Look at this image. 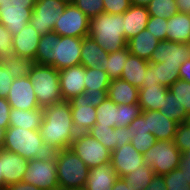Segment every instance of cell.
Here are the masks:
<instances>
[{"mask_svg": "<svg viewBox=\"0 0 190 190\" xmlns=\"http://www.w3.org/2000/svg\"><path fill=\"white\" fill-rule=\"evenodd\" d=\"M159 111L177 124L187 122L189 114L186 109L177 102L173 93L168 91Z\"/></svg>", "mask_w": 190, "mask_h": 190, "instance_id": "e575fe53", "label": "cell"}, {"mask_svg": "<svg viewBox=\"0 0 190 190\" xmlns=\"http://www.w3.org/2000/svg\"><path fill=\"white\" fill-rule=\"evenodd\" d=\"M152 0H130L131 5L135 6H146L151 2Z\"/></svg>", "mask_w": 190, "mask_h": 190, "instance_id": "6125c7cd", "label": "cell"}, {"mask_svg": "<svg viewBox=\"0 0 190 190\" xmlns=\"http://www.w3.org/2000/svg\"><path fill=\"white\" fill-rule=\"evenodd\" d=\"M166 40L190 43V14L178 12L167 19Z\"/></svg>", "mask_w": 190, "mask_h": 190, "instance_id": "484cf974", "label": "cell"}, {"mask_svg": "<svg viewBox=\"0 0 190 190\" xmlns=\"http://www.w3.org/2000/svg\"><path fill=\"white\" fill-rule=\"evenodd\" d=\"M82 38L59 36L55 39V69L80 65Z\"/></svg>", "mask_w": 190, "mask_h": 190, "instance_id": "4fadbf2b", "label": "cell"}, {"mask_svg": "<svg viewBox=\"0 0 190 190\" xmlns=\"http://www.w3.org/2000/svg\"><path fill=\"white\" fill-rule=\"evenodd\" d=\"M144 163L143 155L137 152L131 143L117 147L111 152L110 164L120 178L137 170Z\"/></svg>", "mask_w": 190, "mask_h": 190, "instance_id": "9a60e30c", "label": "cell"}, {"mask_svg": "<svg viewBox=\"0 0 190 190\" xmlns=\"http://www.w3.org/2000/svg\"><path fill=\"white\" fill-rule=\"evenodd\" d=\"M173 143L181 153L190 150V125L187 122L178 124Z\"/></svg>", "mask_w": 190, "mask_h": 190, "instance_id": "7bdbcfd3", "label": "cell"}, {"mask_svg": "<svg viewBox=\"0 0 190 190\" xmlns=\"http://www.w3.org/2000/svg\"><path fill=\"white\" fill-rule=\"evenodd\" d=\"M64 1L66 4H72L75 0H61Z\"/></svg>", "mask_w": 190, "mask_h": 190, "instance_id": "03108f58", "label": "cell"}, {"mask_svg": "<svg viewBox=\"0 0 190 190\" xmlns=\"http://www.w3.org/2000/svg\"><path fill=\"white\" fill-rule=\"evenodd\" d=\"M144 190H167L163 175H154L152 181Z\"/></svg>", "mask_w": 190, "mask_h": 190, "instance_id": "11a10c76", "label": "cell"}, {"mask_svg": "<svg viewBox=\"0 0 190 190\" xmlns=\"http://www.w3.org/2000/svg\"><path fill=\"white\" fill-rule=\"evenodd\" d=\"M148 63V61L130 53L124 64L120 78L129 82L132 86H135L138 89L142 88Z\"/></svg>", "mask_w": 190, "mask_h": 190, "instance_id": "f546056e", "label": "cell"}, {"mask_svg": "<svg viewBox=\"0 0 190 190\" xmlns=\"http://www.w3.org/2000/svg\"><path fill=\"white\" fill-rule=\"evenodd\" d=\"M139 89L121 78L111 79L108 87L107 97L115 104L138 103Z\"/></svg>", "mask_w": 190, "mask_h": 190, "instance_id": "d4e9b609", "label": "cell"}, {"mask_svg": "<svg viewBox=\"0 0 190 190\" xmlns=\"http://www.w3.org/2000/svg\"><path fill=\"white\" fill-rule=\"evenodd\" d=\"M12 40L13 35L0 23V59L13 53Z\"/></svg>", "mask_w": 190, "mask_h": 190, "instance_id": "7dc6e473", "label": "cell"}, {"mask_svg": "<svg viewBox=\"0 0 190 190\" xmlns=\"http://www.w3.org/2000/svg\"><path fill=\"white\" fill-rule=\"evenodd\" d=\"M58 37L59 35L55 32L41 35L35 54L36 64L49 65L55 68V39Z\"/></svg>", "mask_w": 190, "mask_h": 190, "instance_id": "4dcf8cb0", "label": "cell"}, {"mask_svg": "<svg viewBox=\"0 0 190 190\" xmlns=\"http://www.w3.org/2000/svg\"><path fill=\"white\" fill-rule=\"evenodd\" d=\"M149 16L146 6L131 5L123 13L124 37L127 41L146 29Z\"/></svg>", "mask_w": 190, "mask_h": 190, "instance_id": "44dd1931", "label": "cell"}, {"mask_svg": "<svg viewBox=\"0 0 190 190\" xmlns=\"http://www.w3.org/2000/svg\"><path fill=\"white\" fill-rule=\"evenodd\" d=\"M11 106L7 99L0 97V130L5 131L9 127V114Z\"/></svg>", "mask_w": 190, "mask_h": 190, "instance_id": "816d5d0a", "label": "cell"}, {"mask_svg": "<svg viewBox=\"0 0 190 190\" xmlns=\"http://www.w3.org/2000/svg\"><path fill=\"white\" fill-rule=\"evenodd\" d=\"M87 133L102 143L110 152L117 148L118 132L114 128L95 124Z\"/></svg>", "mask_w": 190, "mask_h": 190, "instance_id": "74e56055", "label": "cell"}, {"mask_svg": "<svg viewBox=\"0 0 190 190\" xmlns=\"http://www.w3.org/2000/svg\"><path fill=\"white\" fill-rule=\"evenodd\" d=\"M175 1L179 12L190 14V0H175Z\"/></svg>", "mask_w": 190, "mask_h": 190, "instance_id": "94428289", "label": "cell"}, {"mask_svg": "<svg viewBox=\"0 0 190 190\" xmlns=\"http://www.w3.org/2000/svg\"><path fill=\"white\" fill-rule=\"evenodd\" d=\"M3 136H4V131L0 130V148L2 147L3 144Z\"/></svg>", "mask_w": 190, "mask_h": 190, "instance_id": "e7e4bbea", "label": "cell"}, {"mask_svg": "<svg viewBox=\"0 0 190 190\" xmlns=\"http://www.w3.org/2000/svg\"><path fill=\"white\" fill-rule=\"evenodd\" d=\"M89 36L108 53L126 47L123 14L101 13L90 19Z\"/></svg>", "mask_w": 190, "mask_h": 190, "instance_id": "7a4b0ae2", "label": "cell"}, {"mask_svg": "<svg viewBox=\"0 0 190 190\" xmlns=\"http://www.w3.org/2000/svg\"><path fill=\"white\" fill-rule=\"evenodd\" d=\"M14 77L0 64V97L7 99Z\"/></svg>", "mask_w": 190, "mask_h": 190, "instance_id": "681fc988", "label": "cell"}, {"mask_svg": "<svg viewBox=\"0 0 190 190\" xmlns=\"http://www.w3.org/2000/svg\"><path fill=\"white\" fill-rule=\"evenodd\" d=\"M59 72L60 92L63 100L69 101L85 91V66L77 65L65 68Z\"/></svg>", "mask_w": 190, "mask_h": 190, "instance_id": "e0dca14e", "label": "cell"}, {"mask_svg": "<svg viewBox=\"0 0 190 190\" xmlns=\"http://www.w3.org/2000/svg\"><path fill=\"white\" fill-rule=\"evenodd\" d=\"M0 64L10 71L14 79H16L27 77L36 63L34 60L23 59L17 54L12 53L9 56L0 59Z\"/></svg>", "mask_w": 190, "mask_h": 190, "instance_id": "1f68e13d", "label": "cell"}, {"mask_svg": "<svg viewBox=\"0 0 190 190\" xmlns=\"http://www.w3.org/2000/svg\"><path fill=\"white\" fill-rule=\"evenodd\" d=\"M156 141L157 139L153 134L146 133L142 135H134L130 143L137 152H140L143 155L150 147L155 144Z\"/></svg>", "mask_w": 190, "mask_h": 190, "instance_id": "bcb514c9", "label": "cell"}, {"mask_svg": "<svg viewBox=\"0 0 190 190\" xmlns=\"http://www.w3.org/2000/svg\"><path fill=\"white\" fill-rule=\"evenodd\" d=\"M73 4L78 7L89 19L104 13L103 0H75Z\"/></svg>", "mask_w": 190, "mask_h": 190, "instance_id": "ee69618b", "label": "cell"}, {"mask_svg": "<svg viewBox=\"0 0 190 190\" xmlns=\"http://www.w3.org/2000/svg\"><path fill=\"white\" fill-rule=\"evenodd\" d=\"M23 181L42 190H59L56 152L45 157L27 160Z\"/></svg>", "mask_w": 190, "mask_h": 190, "instance_id": "8992f818", "label": "cell"}, {"mask_svg": "<svg viewBox=\"0 0 190 190\" xmlns=\"http://www.w3.org/2000/svg\"><path fill=\"white\" fill-rule=\"evenodd\" d=\"M179 78V68L177 66H164L162 63H148L144 83L142 87L160 84L170 87Z\"/></svg>", "mask_w": 190, "mask_h": 190, "instance_id": "7402d4cb", "label": "cell"}, {"mask_svg": "<svg viewBox=\"0 0 190 190\" xmlns=\"http://www.w3.org/2000/svg\"><path fill=\"white\" fill-rule=\"evenodd\" d=\"M154 175L152 168L144 163L137 170L123 176L122 179L126 183H130L133 190H144L150 184Z\"/></svg>", "mask_w": 190, "mask_h": 190, "instance_id": "8d00e7d4", "label": "cell"}, {"mask_svg": "<svg viewBox=\"0 0 190 190\" xmlns=\"http://www.w3.org/2000/svg\"><path fill=\"white\" fill-rule=\"evenodd\" d=\"M66 5L61 0H36L29 23L40 35L53 32L55 22Z\"/></svg>", "mask_w": 190, "mask_h": 190, "instance_id": "8fae6325", "label": "cell"}, {"mask_svg": "<svg viewBox=\"0 0 190 190\" xmlns=\"http://www.w3.org/2000/svg\"><path fill=\"white\" fill-rule=\"evenodd\" d=\"M179 78L190 83V59L186 60L179 68Z\"/></svg>", "mask_w": 190, "mask_h": 190, "instance_id": "680465c9", "label": "cell"}, {"mask_svg": "<svg viewBox=\"0 0 190 190\" xmlns=\"http://www.w3.org/2000/svg\"><path fill=\"white\" fill-rule=\"evenodd\" d=\"M7 101L11 108L15 109L34 110L40 108L28 76L13 80Z\"/></svg>", "mask_w": 190, "mask_h": 190, "instance_id": "5bb4252c", "label": "cell"}, {"mask_svg": "<svg viewBox=\"0 0 190 190\" xmlns=\"http://www.w3.org/2000/svg\"><path fill=\"white\" fill-rule=\"evenodd\" d=\"M90 19L73 3L67 4L55 22L53 32L59 36L83 38L89 35Z\"/></svg>", "mask_w": 190, "mask_h": 190, "instance_id": "30bf717a", "label": "cell"}, {"mask_svg": "<svg viewBox=\"0 0 190 190\" xmlns=\"http://www.w3.org/2000/svg\"><path fill=\"white\" fill-rule=\"evenodd\" d=\"M118 179L110 163L94 168H89L88 178L83 190H112Z\"/></svg>", "mask_w": 190, "mask_h": 190, "instance_id": "603a6c76", "label": "cell"}, {"mask_svg": "<svg viewBox=\"0 0 190 190\" xmlns=\"http://www.w3.org/2000/svg\"><path fill=\"white\" fill-rule=\"evenodd\" d=\"M44 118V108L34 110H20L11 108L9 126L21 127L29 130H39Z\"/></svg>", "mask_w": 190, "mask_h": 190, "instance_id": "83f0119b", "label": "cell"}, {"mask_svg": "<svg viewBox=\"0 0 190 190\" xmlns=\"http://www.w3.org/2000/svg\"><path fill=\"white\" fill-rule=\"evenodd\" d=\"M127 127L132 137L134 135H142L149 133L147 126V119H145V117L142 114H140L137 118H135L132 121V123Z\"/></svg>", "mask_w": 190, "mask_h": 190, "instance_id": "f907efd6", "label": "cell"}, {"mask_svg": "<svg viewBox=\"0 0 190 190\" xmlns=\"http://www.w3.org/2000/svg\"><path fill=\"white\" fill-rule=\"evenodd\" d=\"M114 129L118 132L117 147H121L131 142L132 135L129 132L128 127H115Z\"/></svg>", "mask_w": 190, "mask_h": 190, "instance_id": "db71d44e", "label": "cell"}, {"mask_svg": "<svg viewBox=\"0 0 190 190\" xmlns=\"http://www.w3.org/2000/svg\"><path fill=\"white\" fill-rule=\"evenodd\" d=\"M40 38V33L28 23L21 32L13 35V53L23 59H31L35 61V54Z\"/></svg>", "mask_w": 190, "mask_h": 190, "instance_id": "d6986e66", "label": "cell"}, {"mask_svg": "<svg viewBox=\"0 0 190 190\" xmlns=\"http://www.w3.org/2000/svg\"><path fill=\"white\" fill-rule=\"evenodd\" d=\"M119 110V122L118 127H127L132 121L137 118L142 110L138 103L134 104H120L118 105Z\"/></svg>", "mask_w": 190, "mask_h": 190, "instance_id": "b9f144b4", "label": "cell"}, {"mask_svg": "<svg viewBox=\"0 0 190 190\" xmlns=\"http://www.w3.org/2000/svg\"><path fill=\"white\" fill-rule=\"evenodd\" d=\"M1 168L4 178V190L7 186L23 181L27 169V160L17 153L0 148Z\"/></svg>", "mask_w": 190, "mask_h": 190, "instance_id": "ac0fdd59", "label": "cell"}, {"mask_svg": "<svg viewBox=\"0 0 190 190\" xmlns=\"http://www.w3.org/2000/svg\"><path fill=\"white\" fill-rule=\"evenodd\" d=\"M141 114L147 119L149 133L157 140L173 141L178 124L163 115L159 110L142 111Z\"/></svg>", "mask_w": 190, "mask_h": 190, "instance_id": "ffe728a7", "label": "cell"}, {"mask_svg": "<svg viewBox=\"0 0 190 190\" xmlns=\"http://www.w3.org/2000/svg\"><path fill=\"white\" fill-rule=\"evenodd\" d=\"M190 59V43L162 40L155 48L149 63H162L164 66H180Z\"/></svg>", "mask_w": 190, "mask_h": 190, "instance_id": "7c38bea8", "label": "cell"}, {"mask_svg": "<svg viewBox=\"0 0 190 190\" xmlns=\"http://www.w3.org/2000/svg\"><path fill=\"white\" fill-rule=\"evenodd\" d=\"M0 190H4V178L2 174V168H1V158H0Z\"/></svg>", "mask_w": 190, "mask_h": 190, "instance_id": "be15d7a7", "label": "cell"}, {"mask_svg": "<svg viewBox=\"0 0 190 190\" xmlns=\"http://www.w3.org/2000/svg\"><path fill=\"white\" fill-rule=\"evenodd\" d=\"M73 126L77 133L87 132L96 124V107L88 105V100L82 94L74 96L69 101Z\"/></svg>", "mask_w": 190, "mask_h": 190, "instance_id": "2e32d148", "label": "cell"}, {"mask_svg": "<svg viewBox=\"0 0 190 190\" xmlns=\"http://www.w3.org/2000/svg\"><path fill=\"white\" fill-rule=\"evenodd\" d=\"M187 123L190 125V116H189V118H188V120H187Z\"/></svg>", "mask_w": 190, "mask_h": 190, "instance_id": "003e7915", "label": "cell"}, {"mask_svg": "<svg viewBox=\"0 0 190 190\" xmlns=\"http://www.w3.org/2000/svg\"><path fill=\"white\" fill-rule=\"evenodd\" d=\"M3 149L17 153L26 160L45 157L50 154L39 130L9 126L4 131Z\"/></svg>", "mask_w": 190, "mask_h": 190, "instance_id": "3957f363", "label": "cell"}, {"mask_svg": "<svg viewBox=\"0 0 190 190\" xmlns=\"http://www.w3.org/2000/svg\"><path fill=\"white\" fill-rule=\"evenodd\" d=\"M36 0H0V23L18 34L29 23Z\"/></svg>", "mask_w": 190, "mask_h": 190, "instance_id": "ba28073f", "label": "cell"}, {"mask_svg": "<svg viewBox=\"0 0 190 190\" xmlns=\"http://www.w3.org/2000/svg\"><path fill=\"white\" fill-rule=\"evenodd\" d=\"M169 91L173 93L177 102L181 104L190 115V83L178 79L169 87Z\"/></svg>", "mask_w": 190, "mask_h": 190, "instance_id": "ab89813d", "label": "cell"}, {"mask_svg": "<svg viewBox=\"0 0 190 190\" xmlns=\"http://www.w3.org/2000/svg\"><path fill=\"white\" fill-rule=\"evenodd\" d=\"M107 92H108V90H99L98 89V92H85L84 91L82 93V95L89 101L88 105L97 107L105 101V99L107 98Z\"/></svg>", "mask_w": 190, "mask_h": 190, "instance_id": "f5cc1de1", "label": "cell"}, {"mask_svg": "<svg viewBox=\"0 0 190 190\" xmlns=\"http://www.w3.org/2000/svg\"><path fill=\"white\" fill-rule=\"evenodd\" d=\"M84 85L85 92H98L99 90H108L110 78L107 72L102 68L85 67Z\"/></svg>", "mask_w": 190, "mask_h": 190, "instance_id": "d6a6232c", "label": "cell"}, {"mask_svg": "<svg viewBox=\"0 0 190 190\" xmlns=\"http://www.w3.org/2000/svg\"><path fill=\"white\" fill-rule=\"evenodd\" d=\"M167 190H190L187 177L182 172L181 167H177L169 173L163 175Z\"/></svg>", "mask_w": 190, "mask_h": 190, "instance_id": "60d3db41", "label": "cell"}, {"mask_svg": "<svg viewBox=\"0 0 190 190\" xmlns=\"http://www.w3.org/2000/svg\"><path fill=\"white\" fill-rule=\"evenodd\" d=\"M89 168L111 161V152L87 132H80L69 147Z\"/></svg>", "mask_w": 190, "mask_h": 190, "instance_id": "9c48e42d", "label": "cell"}, {"mask_svg": "<svg viewBox=\"0 0 190 190\" xmlns=\"http://www.w3.org/2000/svg\"><path fill=\"white\" fill-rule=\"evenodd\" d=\"M40 107L62 102L59 72L53 66L35 64L28 75Z\"/></svg>", "mask_w": 190, "mask_h": 190, "instance_id": "5b68a950", "label": "cell"}, {"mask_svg": "<svg viewBox=\"0 0 190 190\" xmlns=\"http://www.w3.org/2000/svg\"><path fill=\"white\" fill-rule=\"evenodd\" d=\"M5 190H42L33 184H28L25 181L17 182L6 187Z\"/></svg>", "mask_w": 190, "mask_h": 190, "instance_id": "6f0895ef", "label": "cell"}, {"mask_svg": "<svg viewBox=\"0 0 190 190\" xmlns=\"http://www.w3.org/2000/svg\"><path fill=\"white\" fill-rule=\"evenodd\" d=\"M168 91V87L160 84L140 88L138 91V104L141 110H159Z\"/></svg>", "mask_w": 190, "mask_h": 190, "instance_id": "f1b7e54d", "label": "cell"}, {"mask_svg": "<svg viewBox=\"0 0 190 190\" xmlns=\"http://www.w3.org/2000/svg\"><path fill=\"white\" fill-rule=\"evenodd\" d=\"M112 190H133L130 183H126L122 178L118 177L115 181Z\"/></svg>", "mask_w": 190, "mask_h": 190, "instance_id": "91938a15", "label": "cell"}, {"mask_svg": "<svg viewBox=\"0 0 190 190\" xmlns=\"http://www.w3.org/2000/svg\"><path fill=\"white\" fill-rule=\"evenodd\" d=\"M129 54L130 52L127 46L119 51L109 53L108 62L107 64H102V69L107 72L110 79L121 77L124 64Z\"/></svg>", "mask_w": 190, "mask_h": 190, "instance_id": "d590c367", "label": "cell"}, {"mask_svg": "<svg viewBox=\"0 0 190 190\" xmlns=\"http://www.w3.org/2000/svg\"><path fill=\"white\" fill-rule=\"evenodd\" d=\"M96 113V124H101V126H108L112 128L118 127V105L108 97L103 103L96 107Z\"/></svg>", "mask_w": 190, "mask_h": 190, "instance_id": "836d02e7", "label": "cell"}, {"mask_svg": "<svg viewBox=\"0 0 190 190\" xmlns=\"http://www.w3.org/2000/svg\"><path fill=\"white\" fill-rule=\"evenodd\" d=\"M160 41L147 29L127 41L129 52L149 62Z\"/></svg>", "mask_w": 190, "mask_h": 190, "instance_id": "4316f807", "label": "cell"}, {"mask_svg": "<svg viewBox=\"0 0 190 190\" xmlns=\"http://www.w3.org/2000/svg\"><path fill=\"white\" fill-rule=\"evenodd\" d=\"M146 29L150 31L159 41L166 40L167 19L149 16Z\"/></svg>", "mask_w": 190, "mask_h": 190, "instance_id": "f6af8a7d", "label": "cell"}, {"mask_svg": "<svg viewBox=\"0 0 190 190\" xmlns=\"http://www.w3.org/2000/svg\"><path fill=\"white\" fill-rule=\"evenodd\" d=\"M182 153L173 141L157 140L144 154V162L150 166L155 175H164L180 165Z\"/></svg>", "mask_w": 190, "mask_h": 190, "instance_id": "52a82bcc", "label": "cell"}, {"mask_svg": "<svg viewBox=\"0 0 190 190\" xmlns=\"http://www.w3.org/2000/svg\"><path fill=\"white\" fill-rule=\"evenodd\" d=\"M109 53L89 35L82 38L80 64L88 68H102L107 64Z\"/></svg>", "mask_w": 190, "mask_h": 190, "instance_id": "cb8c5ba5", "label": "cell"}, {"mask_svg": "<svg viewBox=\"0 0 190 190\" xmlns=\"http://www.w3.org/2000/svg\"><path fill=\"white\" fill-rule=\"evenodd\" d=\"M59 190H83L89 167L70 148L56 152Z\"/></svg>", "mask_w": 190, "mask_h": 190, "instance_id": "277c9868", "label": "cell"}, {"mask_svg": "<svg viewBox=\"0 0 190 190\" xmlns=\"http://www.w3.org/2000/svg\"><path fill=\"white\" fill-rule=\"evenodd\" d=\"M147 9L150 16L166 19L179 12L175 0H152L147 5Z\"/></svg>", "mask_w": 190, "mask_h": 190, "instance_id": "f35d334b", "label": "cell"}, {"mask_svg": "<svg viewBox=\"0 0 190 190\" xmlns=\"http://www.w3.org/2000/svg\"><path fill=\"white\" fill-rule=\"evenodd\" d=\"M104 13L123 14L130 6V0H103Z\"/></svg>", "mask_w": 190, "mask_h": 190, "instance_id": "c3c4849f", "label": "cell"}, {"mask_svg": "<svg viewBox=\"0 0 190 190\" xmlns=\"http://www.w3.org/2000/svg\"><path fill=\"white\" fill-rule=\"evenodd\" d=\"M39 133L50 153L71 146L78 134L73 126L70 103L63 100L44 108V118Z\"/></svg>", "mask_w": 190, "mask_h": 190, "instance_id": "6da1fadb", "label": "cell"}, {"mask_svg": "<svg viewBox=\"0 0 190 190\" xmlns=\"http://www.w3.org/2000/svg\"><path fill=\"white\" fill-rule=\"evenodd\" d=\"M179 167L182 168V172L187 177L188 184H190V150L182 153Z\"/></svg>", "mask_w": 190, "mask_h": 190, "instance_id": "9f6ffc18", "label": "cell"}]
</instances>
